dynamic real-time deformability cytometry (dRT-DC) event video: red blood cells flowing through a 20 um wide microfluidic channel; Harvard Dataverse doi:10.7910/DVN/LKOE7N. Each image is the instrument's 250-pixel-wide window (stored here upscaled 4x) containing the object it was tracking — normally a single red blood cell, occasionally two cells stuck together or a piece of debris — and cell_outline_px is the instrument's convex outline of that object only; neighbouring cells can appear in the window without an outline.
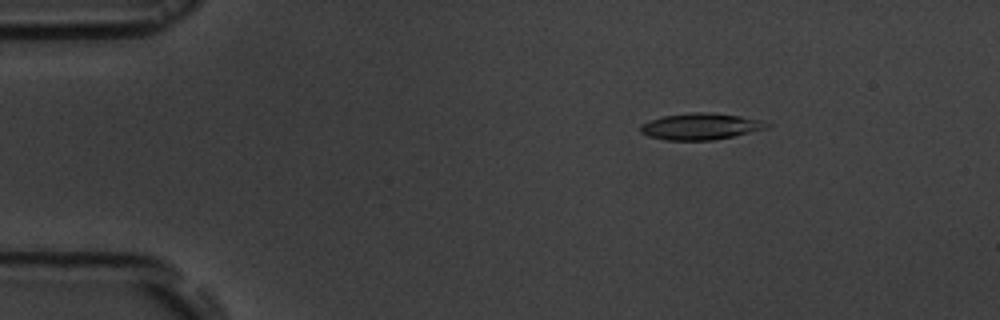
{"species": "common noctule bat (a hibernating species)", "species_latin": "Nyctalus noctula", "temperature_condition": "room temperature", "stored_images_in_passage": 6, "camera_frame_rate_fps": 3000, "um_per_image_px": 0.085, "animal": {"sex": "male", "body_mass_g": 19.5, "forearm_length_mm": 54.6}, "frame": {"image": 1, "passage_image": 2, "time_ms": 1.333, "image_size_px": [1000, 320], "cell_outline_px": [[772, 124], [768, 128], [732, 136], [712, 140], [664, 140], [648, 136], [640, 132], [640, 124], [664, 116], [692, 112], [708, 112], [740, 116], [760, 120]], "centroid_in_image_um": [59.54, 10.75], "position_along_channel_um": 25.5, "area_um2": 19.36}}
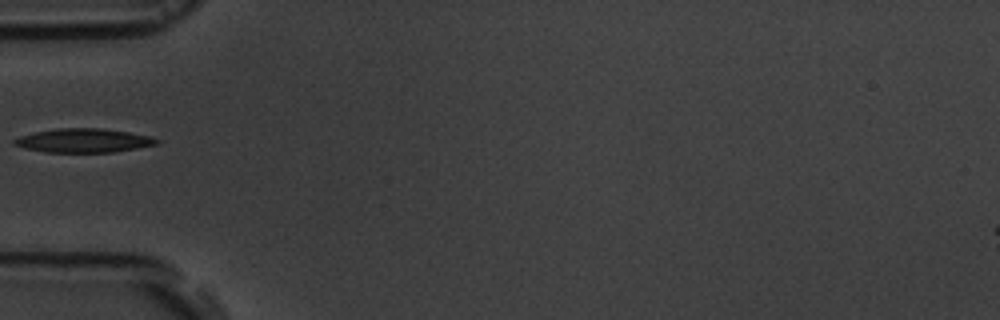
{"frame": {"image": 2, "passage_image": 5, "time_ms": 4.667, "image_size_px": [1000, 320], "cell_outline_px": [[160, 144], [112, 152], [44, 152], [24, 148], [12, 144], [12, 140], [20, 136], [36, 132], [56, 128], [104, 128], [128, 132], [148, 136], [160, 140]], "centroid_in_image_um": [7.09, 11.94], "position_along_channel_um": 77.9, "area_um2": 19.83}}
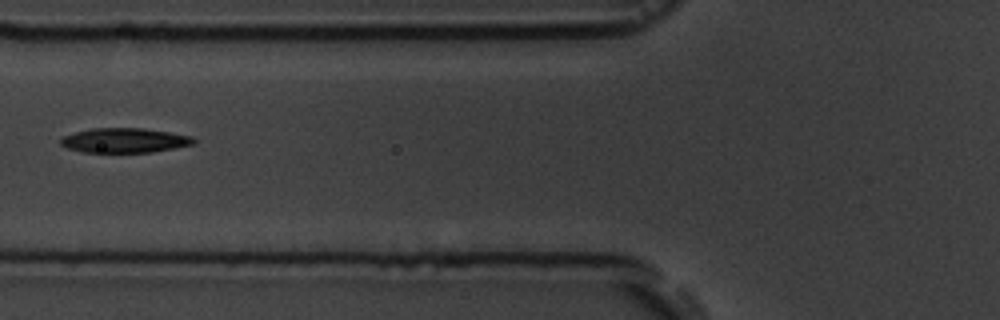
{"frame": {"image": 3, "passage_image": 6, "time_ms": 5.667, "image_size_px": [1000, 320], "cell_outline_px": [[196, 140], [192, 144], [176, 148], [152, 152], [80, 152], [68, 148], [60, 144], [60, 140], [64, 136], [76, 132], [92, 128], [144, 128], [192, 136]], "centroid_in_image_um": [10.59, 11.93], "position_along_channel_um": 115.2, "area_um2": 19.02}}